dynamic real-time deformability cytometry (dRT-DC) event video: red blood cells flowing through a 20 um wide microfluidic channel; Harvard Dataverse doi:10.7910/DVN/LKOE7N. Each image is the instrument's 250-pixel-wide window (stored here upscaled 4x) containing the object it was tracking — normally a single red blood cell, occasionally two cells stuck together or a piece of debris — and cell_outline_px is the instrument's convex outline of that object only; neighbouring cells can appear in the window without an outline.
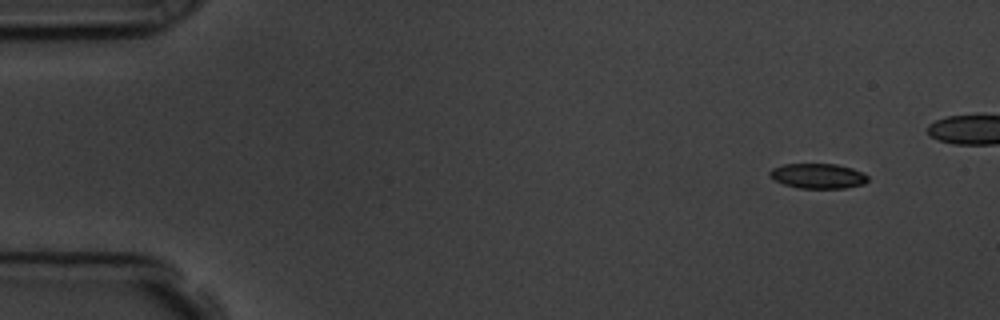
{"species": "common noctule bat (a hibernating species)", "species_latin": "Nyctalus noctula", "temperature_condition": "room temperature", "stored_images_in_passage": 46, "camera_frame_rate_fps": 3000, "um_per_image_px": 0.085, "animal": {"sex": "male", "body_mass_g": 19.5, "forearm_length_mm": 54.6}, "frame": {"image": 1, "passage_image": 1, "time_ms": 0.0, "image_size_px": [1000, 320], "cell_outline_px": [[868, 180], [864, 184], [844, 188], [800, 188], [784, 184], [772, 180], [768, 176], [768, 172], [772, 168], [784, 164], [836, 164], [852, 168], [864, 172], [868, 176]], "centroid_in_image_um": [69.51, 14.95], "position_along_channel_um": 15.5, "area_um2": 14.45}}
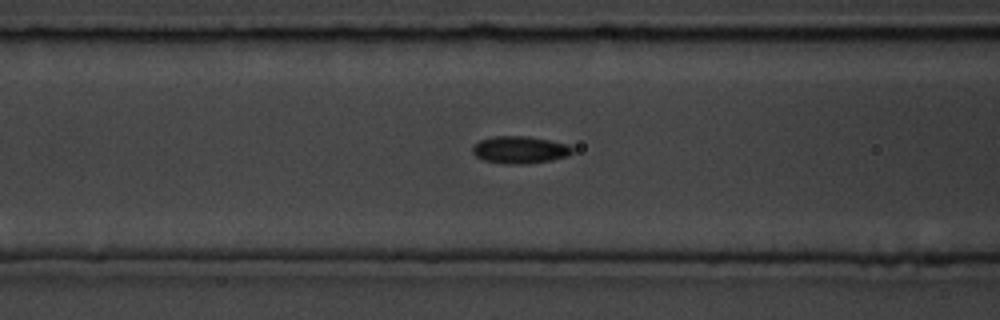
{"frame": {"image": 2, "passage_image": 19, "time_ms": 6.0, "image_size_px": [1000, 320], "cell_outline_px": [[572, 152], [568, 156], [552, 160], [524, 164], [508, 164], [484, 160], [476, 156], [472, 152], [472, 148], [480, 140], [492, 136], [528, 136], [568, 144], [572, 148]], "centroid_in_image_um": [44.19, 12.73], "position_along_channel_um": 122.4, "area_um2": 15.78}}
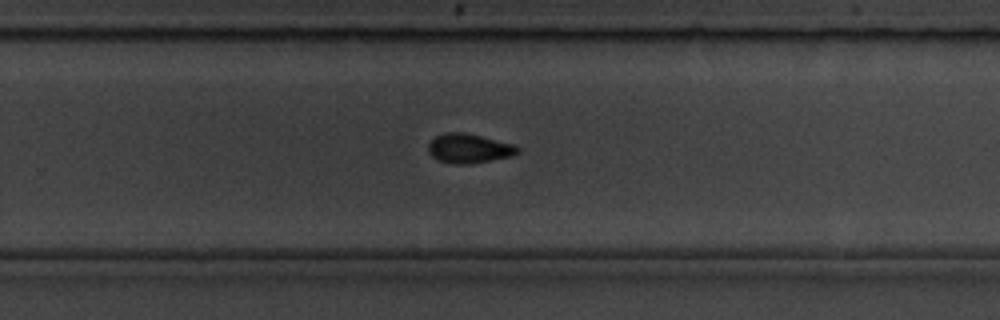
{"frame": {"image": 3, "passage_image": 33, "time_ms": 10.667, "image_size_px": [1000, 320], "cell_outline_px": [[520, 152], [512, 156], [492, 160], [468, 164], [456, 164], [436, 160], [428, 152], [428, 144], [436, 136], [444, 132], [464, 132], [512, 144], [520, 148]], "centroid_in_image_um": [39.84, 12.62], "position_along_channel_um": 290.0, "area_um2": 15.26}}